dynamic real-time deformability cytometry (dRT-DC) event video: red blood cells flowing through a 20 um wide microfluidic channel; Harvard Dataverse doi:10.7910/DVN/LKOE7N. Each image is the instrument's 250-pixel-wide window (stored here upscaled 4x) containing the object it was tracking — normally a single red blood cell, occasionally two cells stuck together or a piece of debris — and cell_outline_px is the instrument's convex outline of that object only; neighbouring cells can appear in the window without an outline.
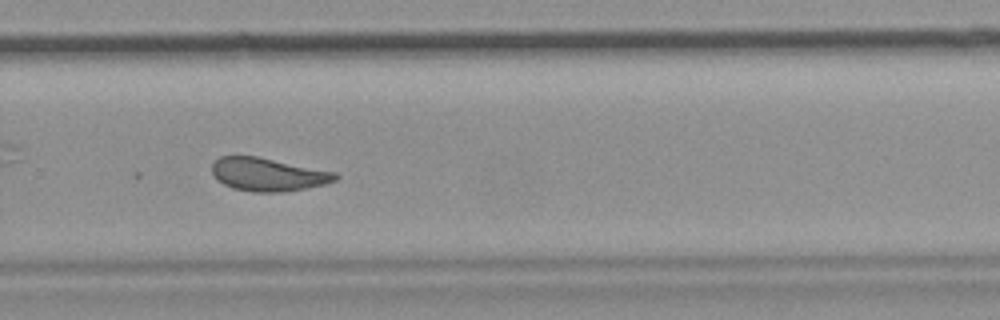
{"species": "common noctule bat (a hibernating species)", "species_latin": "Nyctalus noctula", "temperature_condition": "room temperature", "stored_images_in_passage": 48, "camera_frame_rate_fps": 3000, "um_per_image_px": 0.085, "animal": {"sex": "female", "body_mass_g": 19.9}, "frame": {"image": 1, "passage_image": 30, "time_ms": 9.667, "image_size_px": [1000, 320], "cell_outline_px": [[340, 176], [336, 180], [324, 184], [284, 192], [252, 192], [232, 188], [216, 180], [212, 172], [212, 164], [220, 156], [256, 156], [336, 172]], "centroid_in_image_um": [22.76, 14.83], "position_along_channel_um": 307.0, "area_um2": 23.81}}